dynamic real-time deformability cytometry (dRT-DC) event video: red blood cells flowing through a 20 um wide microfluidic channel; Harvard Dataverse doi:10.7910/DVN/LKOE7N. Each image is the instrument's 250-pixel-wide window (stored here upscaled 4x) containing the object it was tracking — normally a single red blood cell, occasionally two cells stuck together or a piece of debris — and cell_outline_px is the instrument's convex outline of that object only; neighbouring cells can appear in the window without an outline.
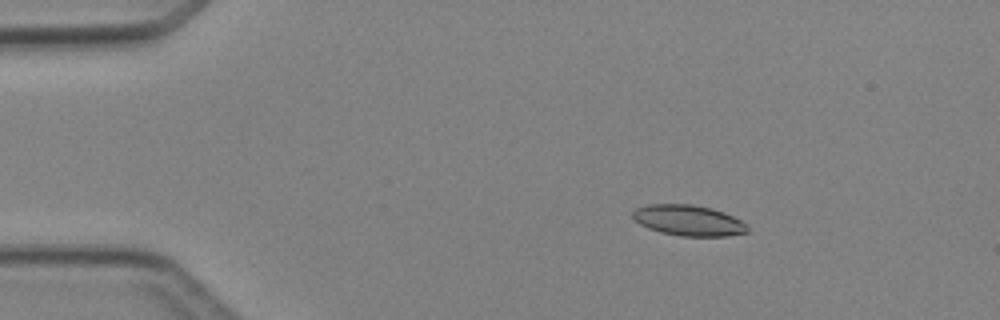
{"species": "Egyptian fruit bat (a non-hibernating species)", "species_latin": "Rousettus aegyptiacus", "temperature_condition": "cold", "stored_images_in_passage": 5, "camera_frame_rate_fps": 3000, "um_per_image_px": 0.085, "animal": {"sex": "female"}, "frame": {"image": 1, "passage_image": 2, "time_ms": 1.0, "image_size_px": [1000, 320], "cell_outline_px": [[748, 232], [728, 236], [680, 236], [660, 232], [648, 228], [640, 224], [632, 216], [632, 212], [636, 208], [648, 204], [692, 204], [712, 208], [724, 212], [748, 224]], "centroid_in_image_um": [58.53, 18.73], "position_along_channel_um": 26.5, "area_um2": 20.63}}
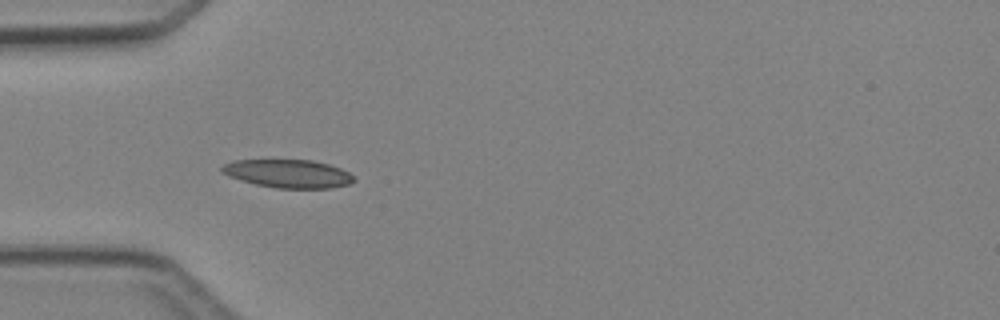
{"frame": {"image": 2, "passage_image": 4, "time_ms": 3.333, "image_size_px": [1000, 320], "cell_outline_px": [[356, 180], [348, 184], [332, 188], [276, 188], [256, 184], [240, 180], [228, 176], [220, 172], [220, 168], [224, 164], [236, 160], [312, 160], [328, 164], [340, 168], [348, 172]], "centroid_in_image_um": [24.47, 14.76], "position_along_channel_um": 60.5, "area_um2": 21.68}}
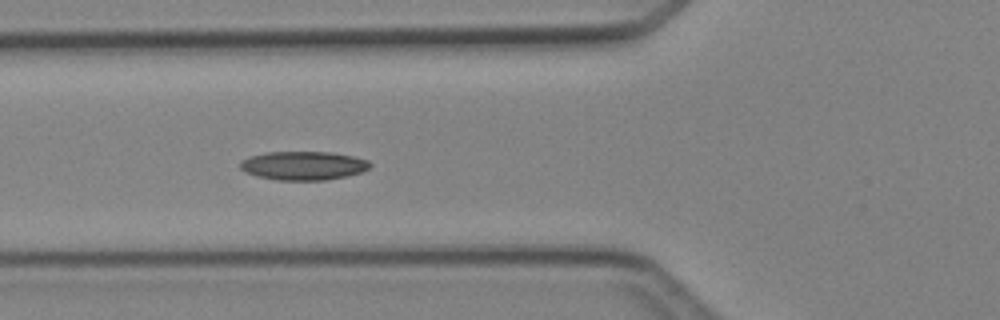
{"frame": {"image": 3, "passage_image": 5, "time_ms": 4.333, "image_size_px": [1000, 320], "cell_outline_px": [[372, 164], [368, 168], [360, 172], [344, 176], [324, 180], [276, 180], [256, 176], [244, 172], [240, 168], [240, 160], [248, 156], [264, 152], [332, 152], [352, 156], [368, 160]], "centroid_in_image_um": [25.72, 14.07], "position_along_channel_um": 100.1, "area_um2": 21.79}}